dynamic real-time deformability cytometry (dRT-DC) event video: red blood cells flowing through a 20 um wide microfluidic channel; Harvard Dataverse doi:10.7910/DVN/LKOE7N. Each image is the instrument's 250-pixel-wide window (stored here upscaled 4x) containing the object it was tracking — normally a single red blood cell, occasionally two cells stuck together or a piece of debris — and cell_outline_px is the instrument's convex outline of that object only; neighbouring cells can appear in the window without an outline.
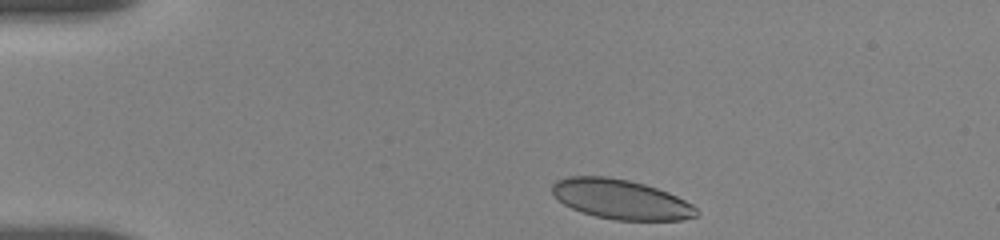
{"species": "human", "species_latin": "Homo sapiens", "temperature_condition": "room temperature", "stored_images_in_passage": 15, "camera_frame_rate_fps": 3000, "um_per_image_px": 0.085, "donor": {"sex": "female"}, "frame": {"image": 1, "passage_image": 1, "time_ms": 0.0, "image_size_px": [1000, 240], "cell_outline_px": [[700, 212], [696, 216], [680, 220], [616, 220], [596, 216], [580, 212], [564, 204], [552, 192], [552, 184], [556, 180], [568, 176], [608, 176], [628, 180], [644, 184], [668, 192], [692, 204]], "centroid_in_image_um": [52.77, 16.94], "position_along_channel_um": 32.2, "area_um2": 33.29}}
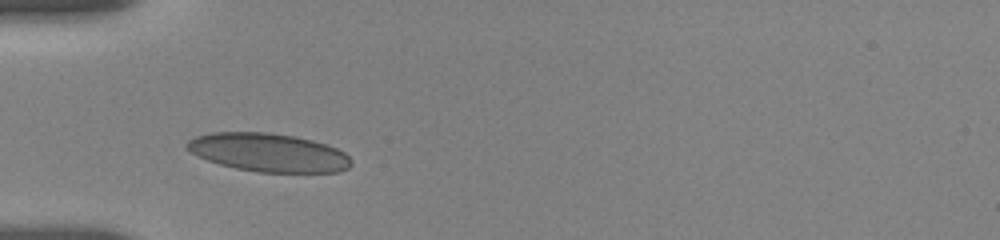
{"frame": {"image": 2, "passage_image": 7, "time_ms": 2.333, "image_size_px": [1000, 240], "cell_outline_px": [[352, 164], [348, 168], [340, 172], [260, 172], [236, 168], [220, 164], [208, 160], [184, 148], [184, 144], [188, 140], [196, 136], [212, 132], [268, 132], [296, 136], [328, 144], [344, 152], [352, 160]], "centroid_in_image_um": [22.83, 12.95], "position_along_channel_um": 62.2, "area_um2": 36.88}}
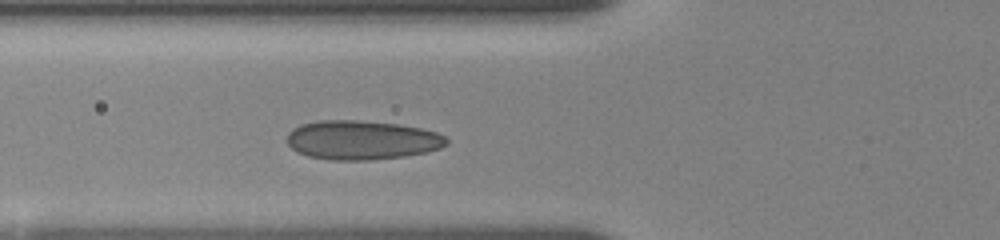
{"frame": {"image": 3, "passage_image": 12, "time_ms": 3.333, "image_size_px": [1000, 240], "cell_outline_px": [[448, 144], [440, 148], [428, 152], [404, 156], [368, 160], [332, 160], [308, 156], [296, 152], [288, 144], [288, 132], [292, 128], [300, 124], [320, 120], [356, 120], [400, 124], [420, 128], [436, 132], [444, 136], [448, 140]], "centroid_in_image_um": [30.75, 11.9], "position_along_channel_um": 95.1, "area_um2": 36.53}}